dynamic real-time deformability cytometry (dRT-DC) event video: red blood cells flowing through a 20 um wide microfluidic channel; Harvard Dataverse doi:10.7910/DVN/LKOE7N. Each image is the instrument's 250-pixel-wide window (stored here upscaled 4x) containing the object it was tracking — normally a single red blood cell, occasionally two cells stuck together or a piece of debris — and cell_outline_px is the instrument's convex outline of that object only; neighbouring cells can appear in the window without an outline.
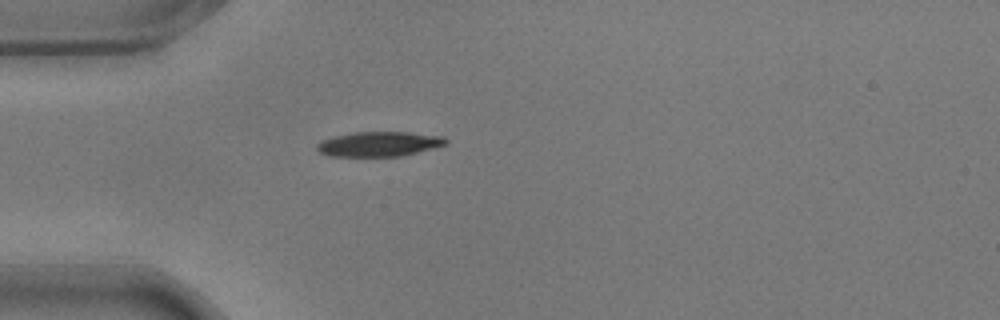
{"species": "common noctule bat (a hibernating species)", "species_latin": "Nyctalus noctula", "temperature_condition": "warm", "stored_images_in_passage": 42, "camera_frame_rate_fps": 3000, "um_per_image_px": 0.085, "animal": {"sex": "male", "body_mass_g": 17.9}, "frame": {"image": 1, "passage_image": 1, "time_ms": 0.0, "image_size_px": [1000, 320], "cell_outline_px": [[448, 144], [400, 156], [328, 156], [320, 152], [316, 148], [316, 144], [320, 140], [336, 136], [356, 132], [408, 132], [444, 136], [448, 140]], "centroid_in_image_um": [32.22, 12.24], "position_along_channel_um": 52.8, "area_um2": 18.55}}
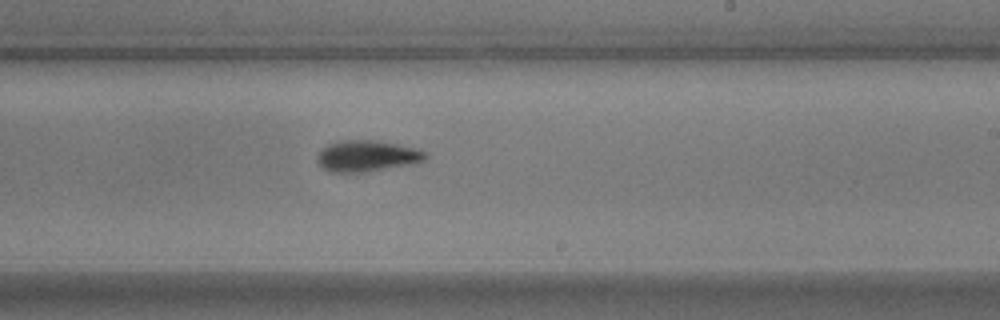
{"frame": {"image": 2, "passage_image": 19, "time_ms": 6.0, "image_size_px": [1000, 320], "cell_outline_px": [[428, 156], [420, 164], [368, 172], [332, 172], [320, 168], [316, 160], [320, 152], [328, 144], [344, 140], [376, 140], [396, 144], [412, 148], [424, 152]], "centroid_in_image_um": [31.21, 13.29], "position_along_channel_um": 257.8, "area_um2": 19.88}}
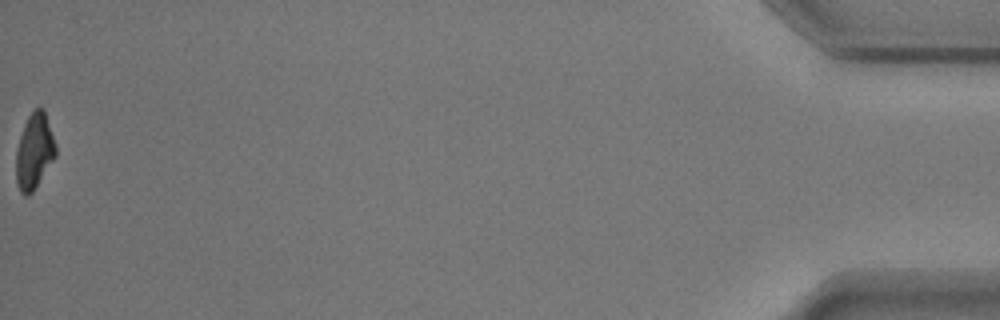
{"frame": {"image": 3, "passage_image": 42, "time_ms": 13.667, "image_size_px": [1000, 320], "cell_outline_px": [[56, 156], [32, 192], [28, 196], [24, 196], [20, 192], [16, 184], [16, 148], [24, 124], [32, 108], [44, 108], [56, 144]], "centroid_in_image_um": [2.91, 12.84], "position_along_channel_um": 432.3, "area_um2": 17.63}, "authors_computed_cell_mechanics": {"area_um2": 18.9584, "velocity_mm_per_s": 3.5487, "shape_relaxation_time_tau1_ms": 3.1398, "shape_relaxation_time_tau2_ms": 4.2307, "deformation_change_tau1": 0.1502, "deformation_change_tau2": 0.1075}}